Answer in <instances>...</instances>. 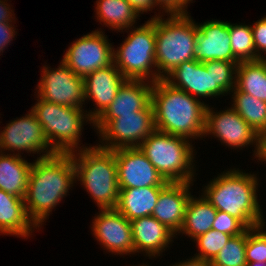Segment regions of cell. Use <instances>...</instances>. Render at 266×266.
<instances>
[{
  "label": "cell",
  "instance_id": "6da1fadb",
  "mask_svg": "<svg viewBox=\"0 0 266 266\" xmlns=\"http://www.w3.org/2000/svg\"><path fill=\"white\" fill-rule=\"evenodd\" d=\"M74 181L75 167L71 153L37 157L32 162L24 203L29 218L38 228L67 195Z\"/></svg>",
  "mask_w": 266,
  "mask_h": 266
},
{
  "label": "cell",
  "instance_id": "7a4b0ae2",
  "mask_svg": "<svg viewBox=\"0 0 266 266\" xmlns=\"http://www.w3.org/2000/svg\"><path fill=\"white\" fill-rule=\"evenodd\" d=\"M155 130L186 139L204 136L207 105L164 79L153 83Z\"/></svg>",
  "mask_w": 266,
  "mask_h": 266
},
{
  "label": "cell",
  "instance_id": "3957f363",
  "mask_svg": "<svg viewBox=\"0 0 266 266\" xmlns=\"http://www.w3.org/2000/svg\"><path fill=\"white\" fill-rule=\"evenodd\" d=\"M257 181L255 174L233 168L212 179L202 194L214 208L235 217L250 229L265 224L256 194Z\"/></svg>",
  "mask_w": 266,
  "mask_h": 266
},
{
  "label": "cell",
  "instance_id": "277c9868",
  "mask_svg": "<svg viewBox=\"0 0 266 266\" xmlns=\"http://www.w3.org/2000/svg\"><path fill=\"white\" fill-rule=\"evenodd\" d=\"M76 151L71 152L75 179L80 180L100 209L116 208L119 187L114 151L99 146H83Z\"/></svg>",
  "mask_w": 266,
  "mask_h": 266
},
{
  "label": "cell",
  "instance_id": "5b68a950",
  "mask_svg": "<svg viewBox=\"0 0 266 266\" xmlns=\"http://www.w3.org/2000/svg\"><path fill=\"white\" fill-rule=\"evenodd\" d=\"M155 18V60L158 75L163 79L182 62L195 59L197 23L189 14H170ZM162 70V72H161Z\"/></svg>",
  "mask_w": 266,
  "mask_h": 266
},
{
  "label": "cell",
  "instance_id": "8992f818",
  "mask_svg": "<svg viewBox=\"0 0 266 266\" xmlns=\"http://www.w3.org/2000/svg\"><path fill=\"white\" fill-rule=\"evenodd\" d=\"M189 141L154 130L139 148L165 181L193 183L195 157Z\"/></svg>",
  "mask_w": 266,
  "mask_h": 266
},
{
  "label": "cell",
  "instance_id": "52a82bcc",
  "mask_svg": "<svg viewBox=\"0 0 266 266\" xmlns=\"http://www.w3.org/2000/svg\"><path fill=\"white\" fill-rule=\"evenodd\" d=\"M37 98L31 110L41 124L51 149L55 153H71L81 149L78 145L82 125L86 119V122L93 123L84 109L51 103L39 96Z\"/></svg>",
  "mask_w": 266,
  "mask_h": 266
},
{
  "label": "cell",
  "instance_id": "ba28073f",
  "mask_svg": "<svg viewBox=\"0 0 266 266\" xmlns=\"http://www.w3.org/2000/svg\"><path fill=\"white\" fill-rule=\"evenodd\" d=\"M128 37L114 53V64L126 79L145 80L154 83L162 79L156 70L155 18L140 27L133 26ZM154 72V73H153ZM151 77V78H150Z\"/></svg>",
  "mask_w": 266,
  "mask_h": 266
},
{
  "label": "cell",
  "instance_id": "9c48e42d",
  "mask_svg": "<svg viewBox=\"0 0 266 266\" xmlns=\"http://www.w3.org/2000/svg\"><path fill=\"white\" fill-rule=\"evenodd\" d=\"M93 126L100 134L102 144L98 146L101 148L116 150L139 147L155 130L152 104L139 112L121 115L114 120H95Z\"/></svg>",
  "mask_w": 266,
  "mask_h": 266
},
{
  "label": "cell",
  "instance_id": "30bf717a",
  "mask_svg": "<svg viewBox=\"0 0 266 266\" xmlns=\"http://www.w3.org/2000/svg\"><path fill=\"white\" fill-rule=\"evenodd\" d=\"M111 43L101 30L92 31L70 45L62 62L76 75L85 77L97 69L110 66L114 62Z\"/></svg>",
  "mask_w": 266,
  "mask_h": 266
},
{
  "label": "cell",
  "instance_id": "8fae6325",
  "mask_svg": "<svg viewBox=\"0 0 266 266\" xmlns=\"http://www.w3.org/2000/svg\"><path fill=\"white\" fill-rule=\"evenodd\" d=\"M49 68L45 65L41 71L43 75L36 87L38 96L51 103L83 109L84 77L76 75L62 61L56 70Z\"/></svg>",
  "mask_w": 266,
  "mask_h": 266
},
{
  "label": "cell",
  "instance_id": "7c38bea8",
  "mask_svg": "<svg viewBox=\"0 0 266 266\" xmlns=\"http://www.w3.org/2000/svg\"><path fill=\"white\" fill-rule=\"evenodd\" d=\"M212 109L209 105L206 108L204 136L212 134L228 147L239 149L255 143L254 155L257 156L259 135L256 131L232 107L216 113Z\"/></svg>",
  "mask_w": 266,
  "mask_h": 266
},
{
  "label": "cell",
  "instance_id": "4fadbf2b",
  "mask_svg": "<svg viewBox=\"0 0 266 266\" xmlns=\"http://www.w3.org/2000/svg\"><path fill=\"white\" fill-rule=\"evenodd\" d=\"M0 152L9 150L27 151V153L42 152L40 158L49 157L55 152L51 149L43 128L38 122L36 115L31 110L28 115L12 120L0 131ZM45 150V151H44Z\"/></svg>",
  "mask_w": 266,
  "mask_h": 266
},
{
  "label": "cell",
  "instance_id": "5bb4252c",
  "mask_svg": "<svg viewBox=\"0 0 266 266\" xmlns=\"http://www.w3.org/2000/svg\"><path fill=\"white\" fill-rule=\"evenodd\" d=\"M113 151L117 163L119 189L166 186L169 183L158 173L139 147Z\"/></svg>",
  "mask_w": 266,
  "mask_h": 266
},
{
  "label": "cell",
  "instance_id": "9a60e30c",
  "mask_svg": "<svg viewBox=\"0 0 266 266\" xmlns=\"http://www.w3.org/2000/svg\"><path fill=\"white\" fill-rule=\"evenodd\" d=\"M92 223L93 235L109 253L134 254L131 221L116 208L101 209Z\"/></svg>",
  "mask_w": 266,
  "mask_h": 266
},
{
  "label": "cell",
  "instance_id": "2e32d148",
  "mask_svg": "<svg viewBox=\"0 0 266 266\" xmlns=\"http://www.w3.org/2000/svg\"><path fill=\"white\" fill-rule=\"evenodd\" d=\"M195 59L201 63L212 60L240 63L233 55L229 22L210 20L197 24Z\"/></svg>",
  "mask_w": 266,
  "mask_h": 266
},
{
  "label": "cell",
  "instance_id": "e0dca14e",
  "mask_svg": "<svg viewBox=\"0 0 266 266\" xmlns=\"http://www.w3.org/2000/svg\"><path fill=\"white\" fill-rule=\"evenodd\" d=\"M125 80L126 78L117 69L114 62L110 66L97 69L84 77L85 100L91 99L96 105L94 111L88 112V116L93 122L111 104Z\"/></svg>",
  "mask_w": 266,
  "mask_h": 266
},
{
  "label": "cell",
  "instance_id": "ac0fdd59",
  "mask_svg": "<svg viewBox=\"0 0 266 266\" xmlns=\"http://www.w3.org/2000/svg\"><path fill=\"white\" fill-rule=\"evenodd\" d=\"M163 79L195 98L213 97L212 61L201 63L194 59L182 62Z\"/></svg>",
  "mask_w": 266,
  "mask_h": 266
},
{
  "label": "cell",
  "instance_id": "d6986e66",
  "mask_svg": "<svg viewBox=\"0 0 266 266\" xmlns=\"http://www.w3.org/2000/svg\"><path fill=\"white\" fill-rule=\"evenodd\" d=\"M190 182H169L161 191L152 216L175 235L182 227L191 197Z\"/></svg>",
  "mask_w": 266,
  "mask_h": 266
},
{
  "label": "cell",
  "instance_id": "ffe728a7",
  "mask_svg": "<svg viewBox=\"0 0 266 266\" xmlns=\"http://www.w3.org/2000/svg\"><path fill=\"white\" fill-rule=\"evenodd\" d=\"M146 82L126 79L114 100L96 120H114L121 115L134 114L145 109L151 103L153 89V83L149 80Z\"/></svg>",
  "mask_w": 266,
  "mask_h": 266
},
{
  "label": "cell",
  "instance_id": "44dd1931",
  "mask_svg": "<svg viewBox=\"0 0 266 266\" xmlns=\"http://www.w3.org/2000/svg\"><path fill=\"white\" fill-rule=\"evenodd\" d=\"M131 226L134 253L144 251L149 257L160 256L175 237L169 228L153 216L134 219L131 221Z\"/></svg>",
  "mask_w": 266,
  "mask_h": 266
},
{
  "label": "cell",
  "instance_id": "7402d4cb",
  "mask_svg": "<svg viewBox=\"0 0 266 266\" xmlns=\"http://www.w3.org/2000/svg\"><path fill=\"white\" fill-rule=\"evenodd\" d=\"M33 227L37 229L26 212L24 198L0 189V233L26 238Z\"/></svg>",
  "mask_w": 266,
  "mask_h": 266
},
{
  "label": "cell",
  "instance_id": "603a6c76",
  "mask_svg": "<svg viewBox=\"0 0 266 266\" xmlns=\"http://www.w3.org/2000/svg\"><path fill=\"white\" fill-rule=\"evenodd\" d=\"M165 186L119 189L116 209L129 221L152 216L160 191Z\"/></svg>",
  "mask_w": 266,
  "mask_h": 266
},
{
  "label": "cell",
  "instance_id": "cb8c5ba5",
  "mask_svg": "<svg viewBox=\"0 0 266 266\" xmlns=\"http://www.w3.org/2000/svg\"><path fill=\"white\" fill-rule=\"evenodd\" d=\"M31 166L32 163L27 162L17 153L6 155L0 152V189L24 198Z\"/></svg>",
  "mask_w": 266,
  "mask_h": 266
},
{
  "label": "cell",
  "instance_id": "d4e9b609",
  "mask_svg": "<svg viewBox=\"0 0 266 266\" xmlns=\"http://www.w3.org/2000/svg\"><path fill=\"white\" fill-rule=\"evenodd\" d=\"M216 215L217 209L203 195L201 198H194L192 195L189 198L183 224L178 233H184L194 240L212 229Z\"/></svg>",
  "mask_w": 266,
  "mask_h": 266
},
{
  "label": "cell",
  "instance_id": "484cf974",
  "mask_svg": "<svg viewBox=\"0 0 266 266\" xmlns=\"http://www.w3.org/2000/svg\"><path fill=\"white\" fill-rule=\"evenodd\" d=\"M96 2L97 20L119 32L132 29L139 16L127 0H97Z\"/></svg>",
  "mask_w": 266,
  "mask_h": 266
},
{
  "label": "cell",
  "instance_id": "4316f807",
  "mask_svg": "<svg viewBox=\"0 0 266 266\" xmlns=\"http://www.w3.org/2000/svg\"><path fill=\"white\" fill-rule=\"evenodd\" d=\"M235 87L266 102V58L237 65Z\"/></svg>",
  "mask_w": 266,
  "mask_h": 266
},
{
  "label": "cell",
  "instance_id": "83f0119b",
  "mask_svg": "<svg viewBox=\"0 0 266 266\" xmlns=\"http://www.w3.org/2000/svg\"><path fill=\"white\" fill-rule=\"evenodd\" d=\"M232 108L256 131L258 135L266 131V102L239 91H231Z\"/></svg>",
  "mask_w": 266,
  "mask_h": 266
},
{
  "label": "cell",
  "instance_id": "f1b7e54d",
  "mask_svg": "<svg viewBox=\"0 0 266 266\" xmlns=\"http://www.w3.org/2000/svg\"><path fill=\"white\" fill-rule=\"evenodd\" d=\"M229 35L233 55L239 62L259 60L253 43L251 25L229 23Z\"/></svg>",
  "mask_w": 266,
  "mask_h": 266
},
{
  "label": "cell",
  "instance_id": "f546056e",
  "mask_svg": "<svg viewBox=\"0 0 266 266\" xmlns=\"http://www.w3.org/2000/svg\"><path fill=\"white\" fill-rule=\"evenodd\" d=\"M247 229L240 235L232 236L226 245L210 261V266H245Z\"/></svg>",
  "mask_w": 266,
  "mask_h": 266
},
{
  "label": "cell",
  "instance_id": "4dcf8cb0",
  "mask_svg": "<svg viewBox=\"0 0 266 266\" xmlns=\"http://www.w3.org/2000/svg\"><path fill=\"white\" fill-rule=\"evenodd\" d=\"M239 63L212 60L213 96L231 92L236 85V70Z\"/></svg>",
  "mask_w": 266,
  "mask_h": 266
},
{
  "label": "cell",
  "instance_id": "1f68e13d",
  "mask_svg": "<svg viewBox=\"0 0 266 266\" xmlns=\"http://www.w3.org/2000/svg\"><path fill=\"white\" fill-rule=\"evenodd\" d=\"M232 236L210 229L208 232L198 236L193 241H196L199 253L197 257L206 261H211L219 251L226 245Z\"/></svg>",
  "mask_w": 266,
  "mask_h": 266
},
{
  "label": "cell",
  "instance_id": "d6a6232c",
  "mask_svg": "<svg viewBox=\"0 0 266 266\" xmlns=\"http://www.w3.org/2000/svg\"><path fill=\"white\" fill-rule=\"evenodd\" d=\"M265 224L247 229L246 260L247 262H266Z\"/></svg>",
  "mask_w": 266,
  "mask_h": 266
},
{
  "label": "cell",
  "instance_id": "836d02e7",
  "mask_svg": "<svg viewBox=\"0 0 266 266\" xmlns=\"http://www.w3.org/2000/svg\"><path fill=\"white\" fill-rule=\"evenodd\" d=\"M212 229L231 236H237L242 234L247 228L235 217H232L226 212L217 210Z\"/></svg>",
  "mask_w": 266,
  "mask_h": 266
},
{
  "label": "cell",
  "instance_id": "e575fe53",
  "mask_svg": "<svg viewBox=\"0 0 266 266\" xmlns=\"http://www.w3.org/2000/svg\"><path fill=\"white\" fill-rule=\"evenodd\" d=\"M251 28L256 56L263 59L265 56L262 55V52L266 54V16L256 21Z\"/></svg>",
  "mask_w": 266,
  "mask_h": 266
},
{
  "label": "cell",
  "instance_id": "d590c367",
  "mask_svg": "<svg viewBox=\"0 0 266 266\" xmlns=\"http://www.w3.org/2000/svg\"><path fill=\"white\" fill-rule=\"evenodd\" d=\"M156 6H160L165 13L187 14V6L181 0H154ZM186 7V8H185Z\"/></svg>",
  "mask_w": 266,
  "mask_h": 266
},
{
  "label": "cell",
  "instance_id": "8d00e7d4",
  "mask_svg": "<svg viewBox=\"0 0 266 266\" xmlns=\"http://www.w3.org/2000/svg\"><path fill=\"white\" fill-rule=\"evenodd\" d=\"M11 22H0V53L7 47L10 41L13 40L15 36L16 29L13 28Z\"/></svg>",
  "mask_w": 266,
  "mask_h": 266
},
{
  "label": "cell",
  "instance_id": "74e56055",
  "mask_svg": "<svg viewBox=\"0 0 266 266\" xmlns=\"http://www.w3.org/2000/svg\"><path fill=\"white\" fill-rule=\"evenodd\" d=\"M132 7L136 10V12L144 13L147 11H152V9L156 6L154 0H127Z\"/></svg>",
  "mask_w": 266,
  "mask_h": 266
},
{
  "label": "cell",
  "instance_id": "f35d334b",
  "mask_svg": "<svg viewBox=\"0 0 266 266\" xmlns=\"http://www.w3.org/2000/svg\"><path fill=\"white\" fill-rule=\"evenodd\" d=\"M12 12L7 1L5 3L4 0H0V22H12V20H14L12 15H15Z\"/></svg>",
  "mask_w": 266,
  "mask_h": 266
},
{
  "label": "cell",
  "instance_id": "ab89813d",
  "mask_svg": "<svg viewBox=\"0 0 266 266\" xmlns=\"http://www.w3.org/2000/svg\"><path fill=\"white\" fill-rule=\"evenodd\" d=\"M172 266H210V262L206 261L204 259H201L200 257L194 256L190 258L188 261H183L182 263L178 262L177 264L175 263Z\"/></svg>",
  "mask_w": 266,
  "mask_h": 266
},
{
  "label": "cell",
  "instance_id": "60d3db41",
  "mask_svg": "<svg viewBox=\"0 0 266 266\" xmlns=\"http://www.w3.org/2000/svg\"><path fill=\"white\" fill-rule=\"evenodd\" d=\"M256 157L258 160H261V162H266V131L259 135V151Z\"/></svg>",
  "mask_w": 266,
  "mask_h": 266
},
{
  "label": "cell",
  "instance_id": "b9f144b4",
  "mask_svg": "<svg viewBox=\"0 0 266 266\" xmlns=\"http://www.w3.org/2000/svg\"><path fill=\"white\" fill-rule=\"evenodd\" d=\"M245 266H266V262H247Z\"/></svg>",
  "mask_w": 266,
  "mask_h": 266
},
{
  "label": "cell",
  "instance_id": "7bdbcfd3",
  "mask_svg": "<svg viewBox=\"0 0 266 266\" xmlns=\"http://www.w3.org/2000/svg\"><path fill=\"white\" fill-rule=\"evenodd\" d=\"M186 6L192 1V0H181Z\"/></svg>",
  "mask_w": 266,
  "mask_h": 266
}]
</instances>
